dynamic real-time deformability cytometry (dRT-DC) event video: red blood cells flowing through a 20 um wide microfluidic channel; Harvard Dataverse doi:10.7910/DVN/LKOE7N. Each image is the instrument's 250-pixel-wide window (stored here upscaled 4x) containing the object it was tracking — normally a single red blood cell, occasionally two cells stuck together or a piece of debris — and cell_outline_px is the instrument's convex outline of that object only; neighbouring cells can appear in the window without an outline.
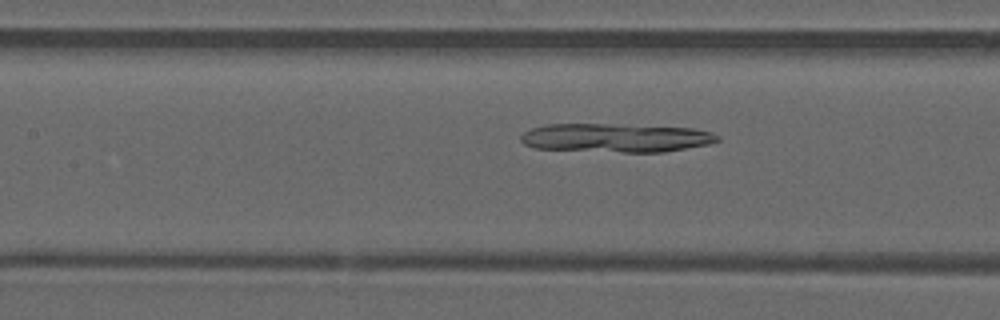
{"species": "common noctule bat (a hibernating species)", "species_latin": "Nyctalus noctula", "temperature_condition": "warm", "stored_images_in_passage": 30, "camera_frame_rate_fps": 3000, "um_per_image_px": 0.085, "animal": {"sex": "male", "forearm_length_mm": 52.5}, "frame": {"image": 1, "passage_image": 12, "time_ms": 3.667, "image_size_px": [1000, 320], "cell_outline_px": [[720, 140], [708, 144], [664, 152], [624, 152], [536, 148], [524, 144], [520, 140], [520, 136], [524, 132], [532, 128], [544, 124], [608, 124], [692, 128], [712, 132], [720, 136]], "centroid_in_image_um": [52.35, 11.71], "position_along_channel_um": 155.1, "area_um2": 32.77}}
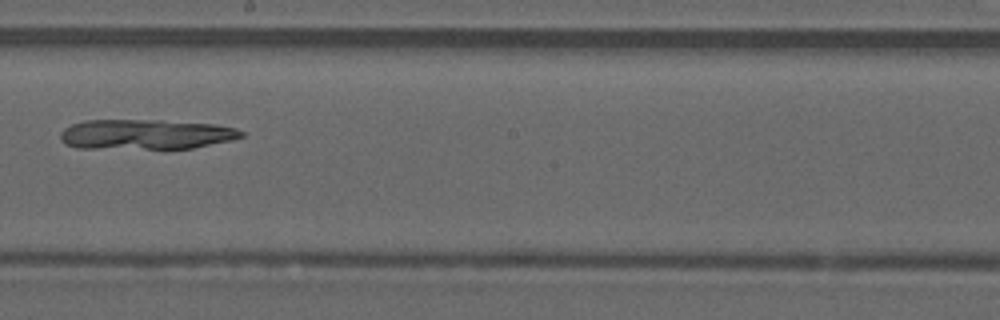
{"frame": {"image": 2, "passage_image": 18, "time_ms": 5.667, "image_size_px": [1000, 320], "cell_outline_px": [[244, 136], [228, 140], [192, 148], [76, 148], [64, 144], [60, 140], [60, 132], [64, 128], [72, 124], [84, 120], [160, 120], [216, 124], [236, 128], [244, 132]], "centroid_in_image_um": [12.33, 11.41], "position_along_channel_um": 235.9, "area_um2": 31.62}}
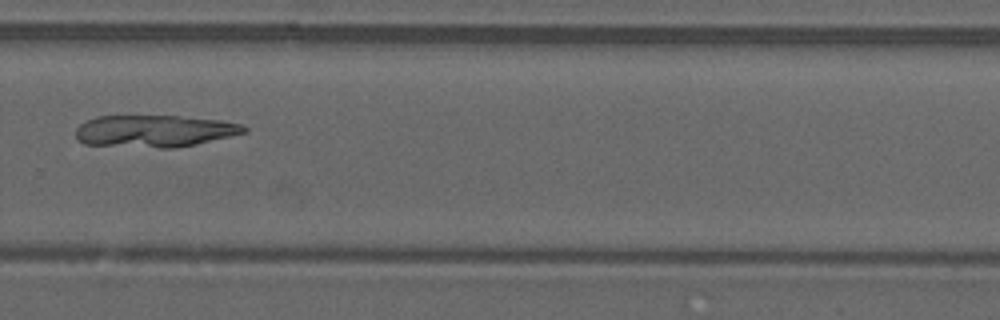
{"frame": {"image": 3, "passage_image": 24, "time_ms": 7.667, "image_size_px": [1000, 320], "cell_outline_px": [[248, 132], [196, 144], [176, 148], [160, 148], [84, 144], [76, 136], [76, 128], [80, 124], [96, 116], [176, 116], [220, 120], [240, 124], [248, 128]], "centroid_in_image_um": [13.14, 11.14], "position_along_channel_um": 316.7, "area_um2": 31.33}}